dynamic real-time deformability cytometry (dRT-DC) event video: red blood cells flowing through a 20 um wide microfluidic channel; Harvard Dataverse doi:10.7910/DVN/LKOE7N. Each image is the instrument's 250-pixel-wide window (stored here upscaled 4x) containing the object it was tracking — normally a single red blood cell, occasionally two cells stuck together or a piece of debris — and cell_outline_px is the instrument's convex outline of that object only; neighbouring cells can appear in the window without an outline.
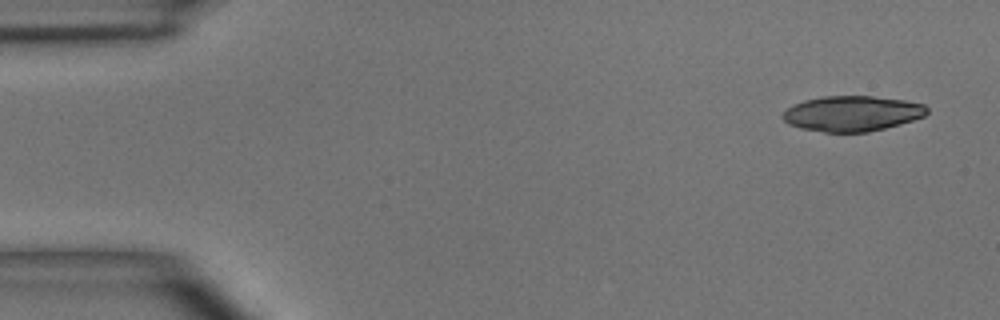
{"species": "common noctule bat (a hibernating species)", "species_latin": "Nyctalus noctula", "temperature_condition": "room temperature", "stored_images_in_passage": 5, "camera_frame_rate_fps": 3000, "um_per_image_px": 0.085, "animal": {"sex": "male", "body_mass_g": 15.6}, "frame": {"image": 1, "passage_image": 1, "time_ms": 0.0, "image_size_px": [1000, 320], "cell_outline_px": [[928, 112], [924, 116], [900, 124], [868, 132], [824, 132], [800, 128], [788, 124], [780, 116], [792, 104], [804, 100], [824, 96], [872, 96], [904, 100], [924, 104], [928, 108]], "centroid_in_image_um": [72.41, 9.65], "position_along_channel_um": 12.6, "area_um2": 29.77}}